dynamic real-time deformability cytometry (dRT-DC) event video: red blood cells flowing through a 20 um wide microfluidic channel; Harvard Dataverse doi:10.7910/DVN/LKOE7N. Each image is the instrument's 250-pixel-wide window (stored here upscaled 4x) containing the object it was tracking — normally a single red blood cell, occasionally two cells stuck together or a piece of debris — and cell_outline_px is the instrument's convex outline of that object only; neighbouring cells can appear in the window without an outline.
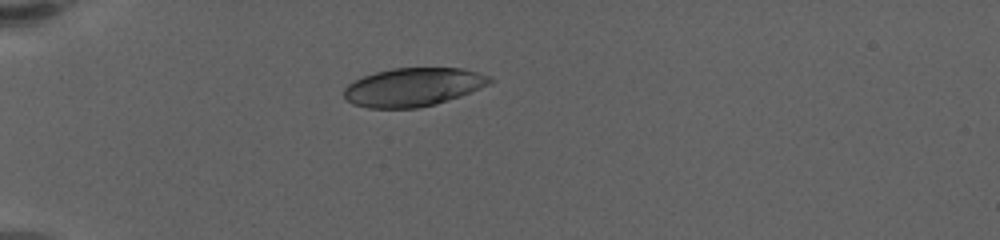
{"species": "human", "species_latin": "Homo sapiens", "temperature_condition": "warm", "stored_images_in_passage": 43, "camera_frame_rate_fps": 3000, "um_per_image_px": 0.085, "donor": {"sex": "female"}, "frame": {"image": 1, "passage_image": 1, "time_ms": 0.0, "image_size_px": [1000, 240], "cell_outline_px": [[496, 80], [480, 88], [460, 96], [436, 104], [416, 108], [368, 108], [352, 104], [344, 100], [344, 88], [348, 84], [364, 76], [376, 72], [392, 68], [464, 68], [488, 76]], "centroid_in_image_um": [35.1, 7.41], "position_along_channel_um": 49.9, "area_um2": 32.66}}
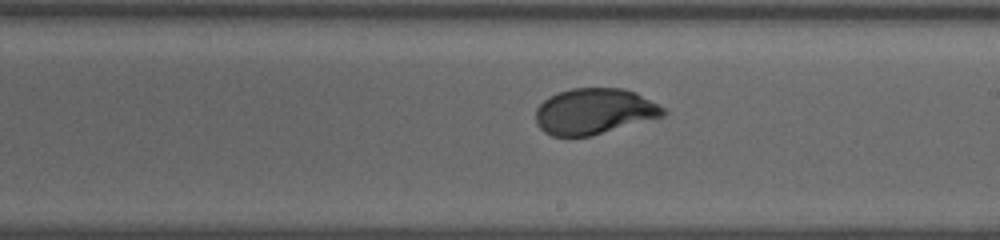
{"frame": {"image": 2, "passage_image": 20, "time_ms": 6.333, "image_size_px": [1000, 240], "cell_outline_px": [[668, 112], [664, 116], [592, 136], [552, 136], [544, 132], [536, 124], [536, 108], [548, 96], [572, 88], [624, 88], [636, 92], [664, 108]], "centroid_in_image_um": [50.51, 9.47], "position_along_channel_um": 238.5, "area_um2": 34.22}}
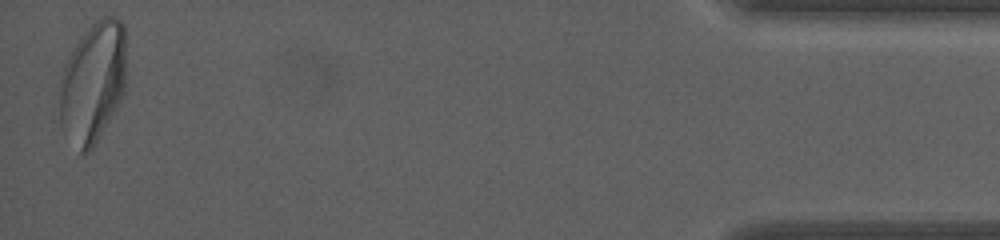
{"frame": {"image": 3, "passage_image": 43, "time_ms": 14.0, "image_size_px": [1000, 240], "cell_outline_px": [[124, 92], [120, 100], [92, 148], [88, 152], [80, 152], [64, 132], [60, 124], [56, 92], [60, 76], [68, 56], [84, 32], [96, 20], [104, 16], [116, 16], [124, 24]], "centroid_in_image_um": [7.83, 6.99], "position_along_channel_um": 427.4, "area_um2": 47.05}, "authors_computed_cell_mechanics": {"area_um2": 34.969, "velocity_mm_per_s": 3.4442, "shape_relaxation_time_tau1_ms": 3.3416, "shape_relaxation_time_tau2_ms": null, "deformation_change_tau1": 0.1712, "deformation_change_tau2": null}}